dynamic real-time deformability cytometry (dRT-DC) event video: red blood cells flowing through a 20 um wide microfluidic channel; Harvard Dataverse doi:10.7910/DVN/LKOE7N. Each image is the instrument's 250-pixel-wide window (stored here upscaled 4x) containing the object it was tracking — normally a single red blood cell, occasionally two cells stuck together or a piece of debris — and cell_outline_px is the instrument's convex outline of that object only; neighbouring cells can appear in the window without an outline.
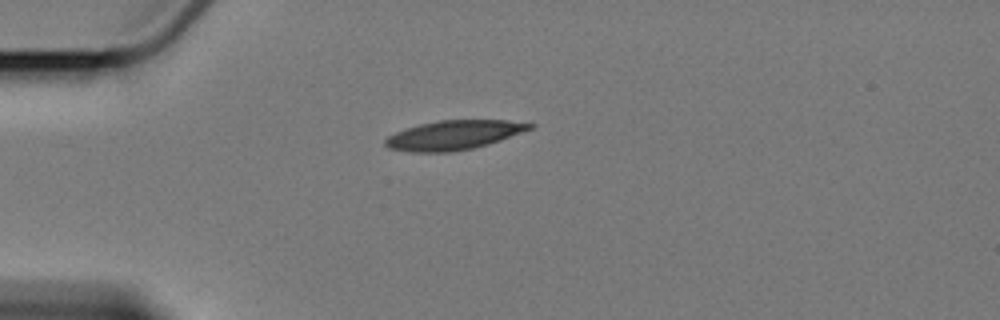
{"species": "Egyptian fruit bat (a non-hibernating species)", "species_latin": "Rousettus aegyptiacus", "temperature_condition": "cold", "stored_images_in_passage": 8, "camera_frame_rate_fps": 3000, "um_per_image_px": 0.085, "animal": {"sex": "female"}, "frame": {"image": 1, "passage_image": 1, "time_ms": 0.0, "image_size_px": [1000, 320], "cell_outline_px": [[536, 124], [532, 128], [500, 140], [488, 144], [472, 148], [452, 152], [412, 152], [388, 148], [384, 144], [384, 140], [388, 136], [396, 132], [420, 124], [440, 120], [508, 120]], "centroid_in_image_um": [38.56, 11.48], "position_along_channel_um": 46.4, "area_um2": 24.45}}
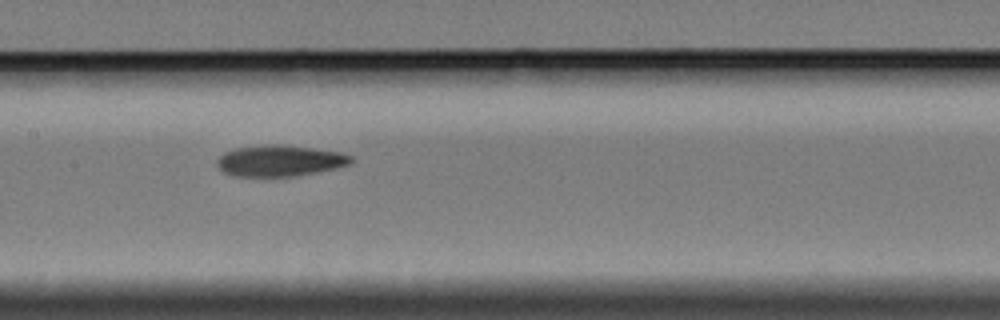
{"frame": {"image": 2, "passage_image": 5, "time_ms": 4.667, "image_size_px": [1000, 320], "cell_outline_px": [[356, 160], [352, 164], [336, 168], [296, 176], [232, 176], [224, 172], [216, 164], [216, 160], [224, 152], [236, 148], [264, 144], [276, 144], [312, 148], [344, 152], [352, 156]], "centroid_in_image_um": [23.83, 13.66], "position_along_channel_um": 183.6, "area_um2": 24.57}}
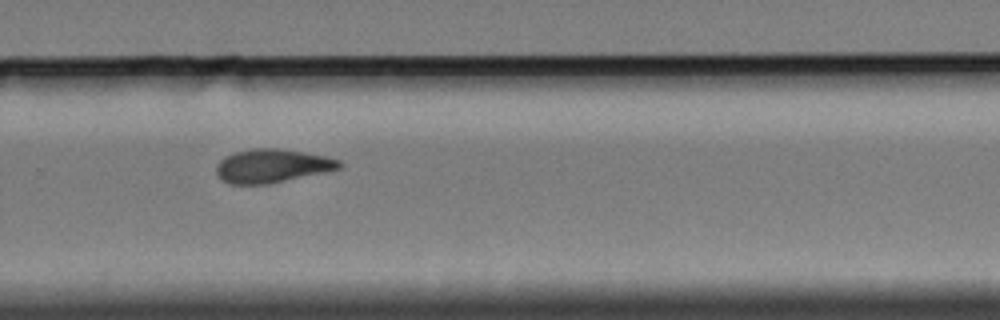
{"frame": {"image": 3, "passage_image": 8, "time_ms": 8.333, "image_size_px": [1000, 320], "cell_outline_px": [[344, 164], [340, 168], [324, 172], [268, 184], [228, 184], [220, 180], [216, 172], [216, 164], [224, 156], [236, 152], [256, 148], [276, 148], [304, 152], [324, 156], [340, 160]], "centroid_in_image_um": [23.09, 14.1], "position_along_channel_um": 306.7, "area_um2": 24.04}}